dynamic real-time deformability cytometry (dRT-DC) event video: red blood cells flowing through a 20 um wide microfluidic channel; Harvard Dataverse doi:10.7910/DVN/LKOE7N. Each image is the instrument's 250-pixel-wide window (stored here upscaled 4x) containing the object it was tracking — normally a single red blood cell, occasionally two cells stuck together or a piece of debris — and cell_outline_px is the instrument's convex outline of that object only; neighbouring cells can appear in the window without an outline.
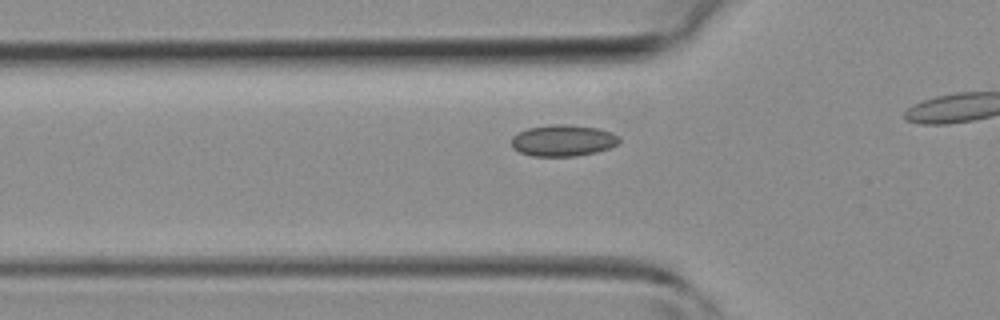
{"species": "common noctule bat (a hibernating species)", "species_latin": "Nyctalus noctula", "temperature_condition": "room temperature", "stored_images_in_passage": 24, "camera_frame_rate_fps": 3000, "um_per_image_px": 0.085, "animal": {"sex": "female", "body_mass_g": 19.3, "forearm_length_mm": 54.1}, "frame": {"image": 1, "passage_image": 3, "time_ms": 0.667, "image_size_px": [1000, 320], "cell_outline_px": [[620, 140], [616, 144], [608, 148], [596, 152], [576, 156], [532, 156], [520, 152], [512, 148], [512, 136], [528, 128], [556, 124], [564, 124], [600, 128], [612, 132], [620, 136]], "centroid_in_image_um": [47.87, 11.94], "position_along_channel_um": 77.9, "area_um2": 19.71}}
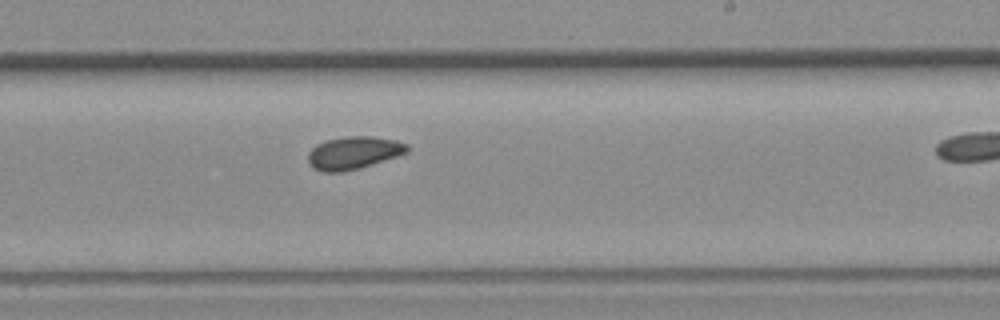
{"frame": {"image": 2, "passage_image": 15, "time_ms": 4.667, "image_size_px": [1000, 320], "cell_outline_px": [[408, 152], [360, 168], [344, 172], [324, 172], [312, 168], [308, 164], [308, 152], [316, 144], [324, 140], [348, 136], [372, 136], [396, 140], [408, 144]], "centroid_in_image_um": [30.01, 12.99], "position_along_channel_um": 259.0, "area_um2": 19.02}}
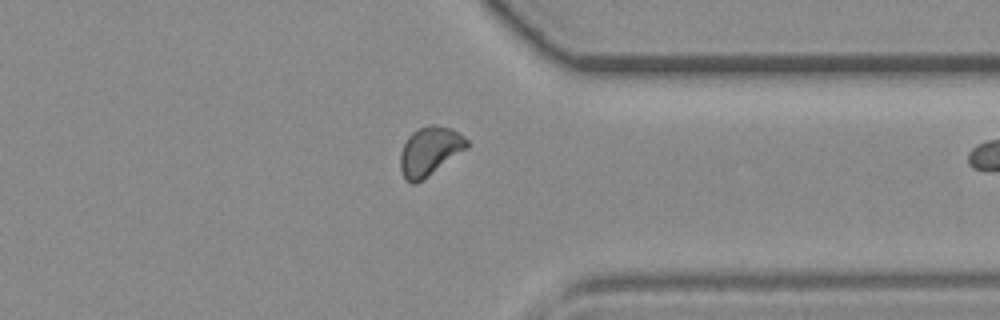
{"frame": {"image": 3, "passage_image": 23, "time_ms": 7.333, "image_size_px": [1000, 320], "cell_outline_px": [[472, 144], [468, 148], [416, 184], [412, 184], [404, 180], [400, 168], [400, 152], [408, 136], [412, 132], [428, 124], [432, 124], [452, 128], [464, 136]], "centroid_in_image_um": [36.54, 12.84], "position_along_channel_um": 374.9, "area_um2": 19.13}}